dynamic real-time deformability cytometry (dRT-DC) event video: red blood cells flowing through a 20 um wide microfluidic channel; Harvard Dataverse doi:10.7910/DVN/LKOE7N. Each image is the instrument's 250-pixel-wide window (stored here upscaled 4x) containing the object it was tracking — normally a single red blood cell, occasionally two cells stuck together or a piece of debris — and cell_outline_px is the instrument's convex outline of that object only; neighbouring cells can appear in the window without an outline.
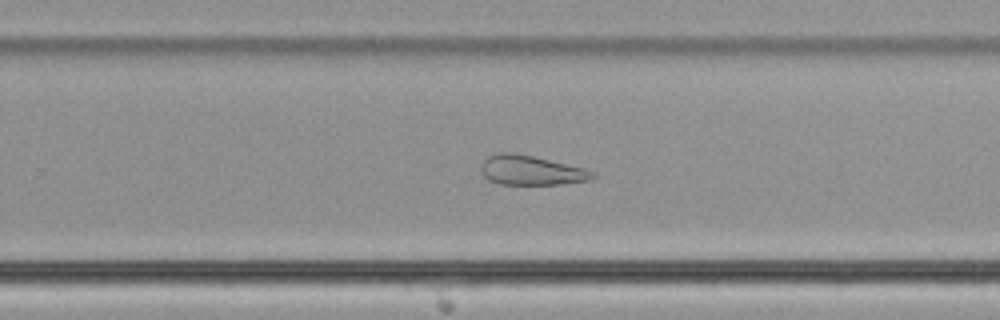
{"species": "common noctule bat (a hibernating species)", "species_latin": "Nyctalus noctula", "temperature_condition": "cold", "stored_images_in_passage": 46, "camera_frame_rate_fps": 3000, "um_per_image_px": 0.085, "animal": {"sex": "male", "body_mass_g": 21.5, "forearm_length_mm": 52.0}, "frame": {"image": 1, "passage_image": 27, "time_ms": 8.667, "image_size_px": [1000, 320], "cell_outline_px": [[596, 176], [592, 180], [560, 184], [500, 184], [488, 180], [480, 172], [480, 164], [488, 156], [496, 152], [512, 152], [532, 156], [584, 168], [596, 172]], "centroid_in_image_um": [45.12, 14.47], "position_along_channel_um": 284.7, "area_um2": 19.36}}